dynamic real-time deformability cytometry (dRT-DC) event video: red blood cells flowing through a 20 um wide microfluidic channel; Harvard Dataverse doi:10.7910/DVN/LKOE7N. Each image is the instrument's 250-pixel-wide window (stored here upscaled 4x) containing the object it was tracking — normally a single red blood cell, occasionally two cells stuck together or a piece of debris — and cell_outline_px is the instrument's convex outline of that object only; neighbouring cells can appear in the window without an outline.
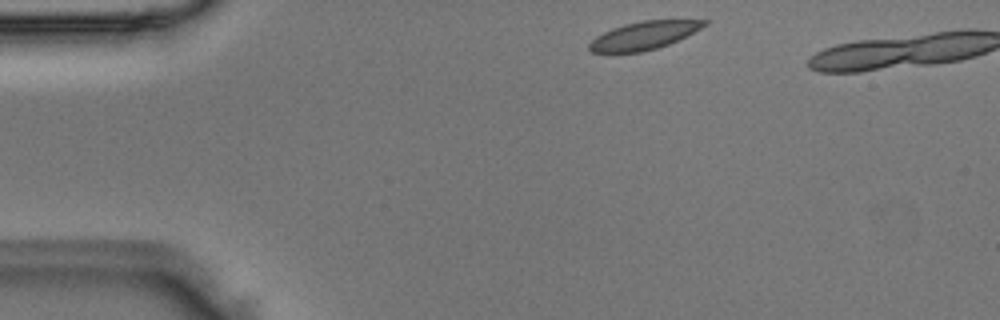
{"species": "Egyptian fruit bat (a non-hibernating species)", "species_latin": "Rousettus aegyptiacus", "temperature_condition": "room temperature", "stored_images_in_passage": 4, "camera_frame_rate_fps": 3000, "um_per_image_px": 0.085, "animal": {"sex": "male"}, "frame": {"image": 1, "passage_image": 1, "time_ms": 0.0, "image_size_px": [1000, 320], "cell_outline_px": [[708, 24], [668, 44], [656, 48], [640, 52], [612, 56], [592, 52], [588, 48], [588, 44], [596, 36], [612, 28], [624, 24], [644, 20], [708, 20]], "centroid_in_image_um": [54.6, 3.06], "position_along_channel_um": 30.4, "area_um2": 19.07}}